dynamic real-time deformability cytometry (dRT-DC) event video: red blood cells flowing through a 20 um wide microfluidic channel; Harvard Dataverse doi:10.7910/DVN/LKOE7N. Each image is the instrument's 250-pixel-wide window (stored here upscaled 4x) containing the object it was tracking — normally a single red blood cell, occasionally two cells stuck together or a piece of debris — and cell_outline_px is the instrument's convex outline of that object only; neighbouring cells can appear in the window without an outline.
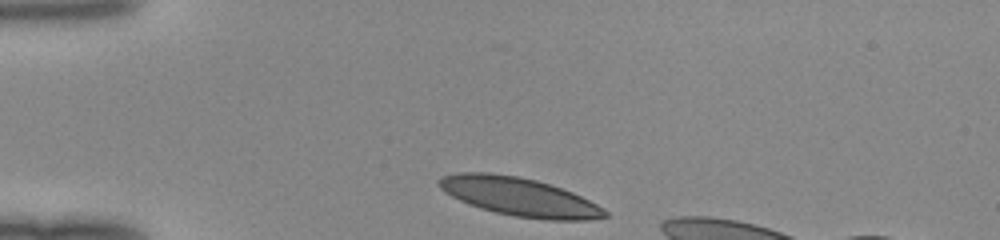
{"species": "human", "species_latin": "Homo sapiens", "temperature_condition": "room temperature", "stored_images_in_passage": 30, "camera_frame_rate_fps": 3000, "um_per_image_px": 0.085, "donor": {"sex": "female"}, "frame": {"image": 1, "passage_image": 1, "time_ms": 0.0, "image_size_px": [1000, 240], "cell_outline_px": [[608, 216], [588, 220], [548, 220], [516, 216], [496, 212], [480, 208], [468, 204], [444, 192], [436, 184], [444, 176], [456, 172], [488, 172], [516, 176], [536, 180], [572, 192], [604, 208], [608, 212]], "centroid_in_image_um": [44.13, 16.72], "position_along_channel_um": 40.9, "area_um2": 36.88}}
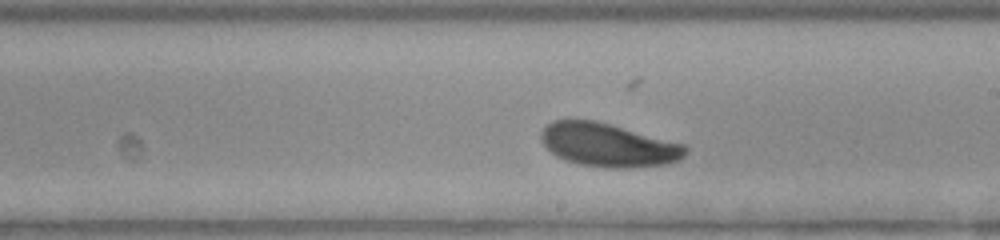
{"frame": {"image": 2, "passage_image": 18, "time_ms": 5.667, "image_size_px": [1000, 240], "cell_outline_px": [[688, 148], [684, 156], [680, 160], [668, 164], [628, 168], [604, 168], [580, 164], [556, 156], [540, 140], [540, 132], [552, 120], [596, 120], [612, 124], [684, 144]], "centroid_in_image_um": [51.72, 12.32], "position_along_channel_um": 237.3, "area_um2": 36.65}}
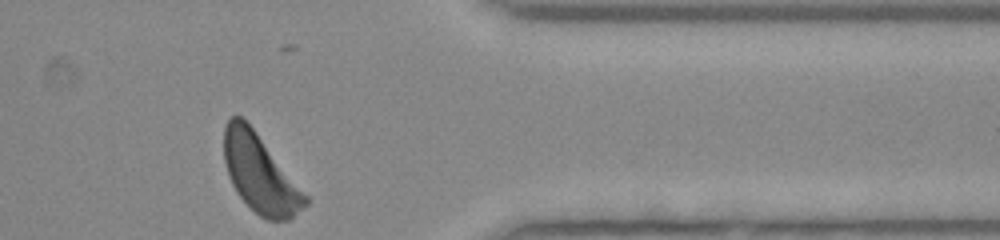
{"frame": {"image": 3, "passage_image": 30, "time_ms": 9.667, "image_size_px": [1000, 240], "cell_outline_px": [[308, 204], [304, 208], [288, 220], [268, 220], [260, 216], [236, 192], [232, 184], [224, 160], [224, 128], [228, 120], [232, 116], [240, 116], [252, 128], [308, 196]], "centroid_in_image_um": [22.11, 14.79], "position_along_channel_um": 389.3, "area_um2": 36.01}}